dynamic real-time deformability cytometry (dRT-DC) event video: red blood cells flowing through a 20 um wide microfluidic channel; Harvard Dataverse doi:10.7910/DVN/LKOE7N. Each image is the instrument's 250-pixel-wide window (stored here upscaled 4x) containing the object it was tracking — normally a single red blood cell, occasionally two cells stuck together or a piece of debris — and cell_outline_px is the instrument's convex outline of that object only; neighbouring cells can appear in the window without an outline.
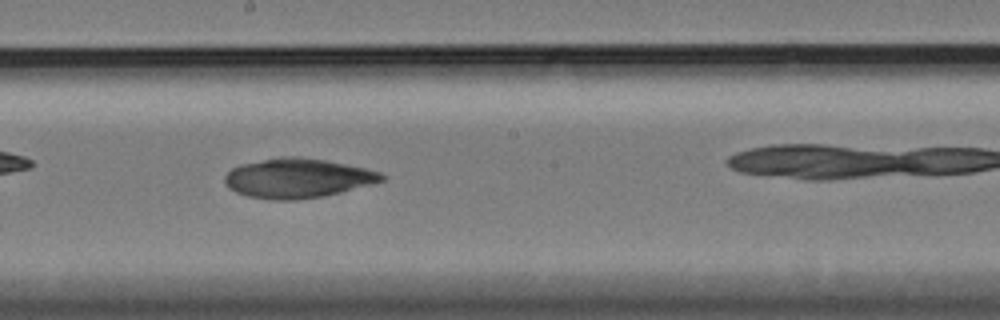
{"species": "Egyptian fruit bat (a non-hibernating species)", "species_latin": "Rousettus aegyptiacus", "temperature_condition": "cold", "stored_images_in_passage": 36, "camera_frame_rate_fps": 3000, "um_per_image_px": 0.085, "animal": {"sex": "female"}, "frame": {"image": 1, "passage_image": 21, "time_ms": 6.667, "image_size_px": [1000, 320], "cell_outline_px": [[388, 176], [384, 180], [340, 192], [324, 196], [296, 200], [272, 200], [248, 196], [236, 192], [228, 188], [224, 184], [224, 176], [232, 168], [240, 164], [280, 156], [296, 156], [324, 160], [364, 168], [380, 172]], "centroid_in_image_um": [25.25, 15.14], "position_along_channel_um": 223.0, "area_um2": 36.07}}